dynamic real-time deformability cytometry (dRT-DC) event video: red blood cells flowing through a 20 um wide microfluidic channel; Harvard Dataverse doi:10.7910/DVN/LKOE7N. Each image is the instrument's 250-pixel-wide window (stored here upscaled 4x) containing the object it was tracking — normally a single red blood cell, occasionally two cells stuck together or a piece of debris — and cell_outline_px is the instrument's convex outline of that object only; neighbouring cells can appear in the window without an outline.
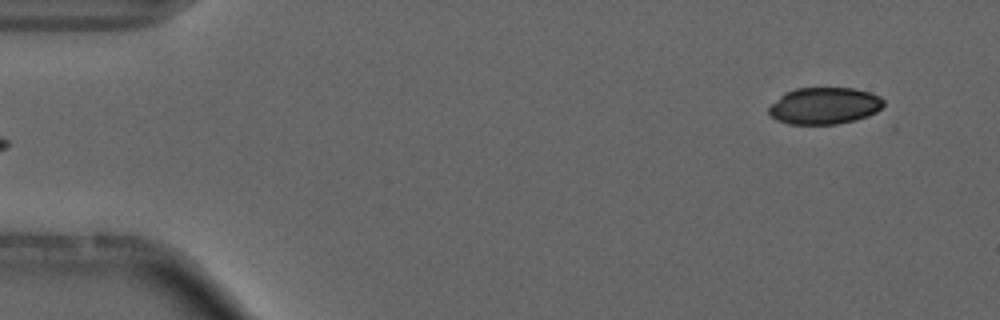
{"species": "common noctule bat (a hibernating species)", "species_latin": "Nyctalus noctula", "temperature_condition": "cold", "stored_images_in_passage": 5, "segment_of_instrument_passage": [2, 2], "camera_frame_rate_fps": 3000, "um_per_image_px": 0.085, "animal": {"sex": "male", "forearm_length_mm": 52.5}, "frame": {"image": 1, "passage_image": 5, "time_ms": 5.0, "image_size_px": [1000, 320], "cell_outline_px": [[884, 104], [876, 112], [868, 116], [856, 120], [836, 124], [788, 124], [776, 120], [768, 112], [768, 108], [784, 92], [796, 88], [856, 88], [872, 92], [880, 96], [884, 100]], "centroid_in_image_um": [70.09, 8.99], "position_along_channel_um": 14.9, "area_um2": 24.8}}